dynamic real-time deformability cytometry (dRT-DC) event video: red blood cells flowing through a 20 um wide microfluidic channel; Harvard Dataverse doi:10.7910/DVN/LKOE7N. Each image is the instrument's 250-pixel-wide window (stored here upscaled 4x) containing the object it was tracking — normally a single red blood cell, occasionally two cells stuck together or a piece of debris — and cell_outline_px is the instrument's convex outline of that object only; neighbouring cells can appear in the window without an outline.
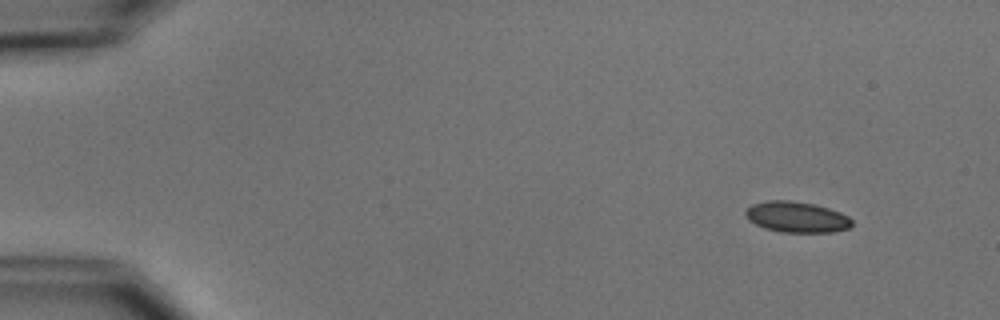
{"species": "common noctule bat (a hibernating species)", "species_latin": "Nyctalus noctula", "temperature_condition": "cold", "stored_images_in_passage": 4, "camera_frame_rate_fps": 3000, "um_per_image_px": 0.085, "animal": {"sex": "male", "body_mass_g": 15.6}, "frame": {"image": 1, "passage_image": 1, "time_ms": 0.0, "image_size_px": [1000, 320], "cell_outline_px": [[852, 224], [848, 228], [832, 232], [780, 232], [764, 228], [748, 220], [744, 216], [744, 208], [752, 204], [768, 200], [792, 200], [812, 204], [828, 208], [840, 212], [848, 216], [852, 220]], "centroid_in_image_um": [67.66, 18.44], "position_along_channel_um": 17.3, "area_um2": 19.25}}
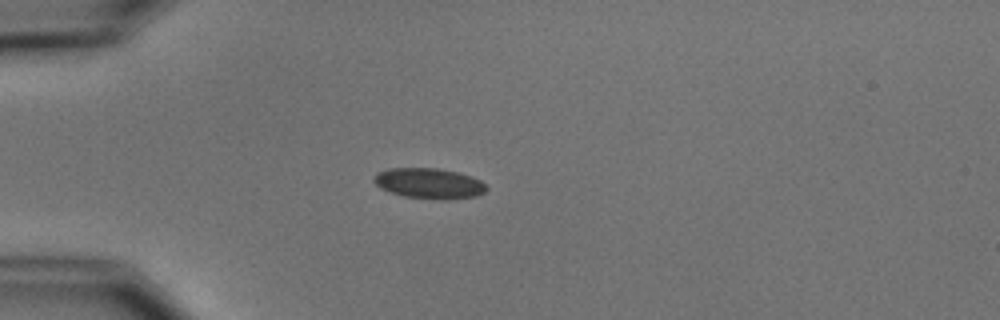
{"frame": {"image": 2, "passage_image": 4, "time_ms": 3.333, "image_size_px": [1000, 320], "cell_outline_px": [[488, 188], [484, 192], [476, 196], [448, 200], [440, 200], [404, 196], [380, 188], [372, 180], [372, 176], [376, 172], [388, 168], [440, 168], [472, 176], [480, 180]], "centroid_in_image_um": [36.45, 15.58], "position_along_channel_um": 48.5, "area_um2": 20.17}}